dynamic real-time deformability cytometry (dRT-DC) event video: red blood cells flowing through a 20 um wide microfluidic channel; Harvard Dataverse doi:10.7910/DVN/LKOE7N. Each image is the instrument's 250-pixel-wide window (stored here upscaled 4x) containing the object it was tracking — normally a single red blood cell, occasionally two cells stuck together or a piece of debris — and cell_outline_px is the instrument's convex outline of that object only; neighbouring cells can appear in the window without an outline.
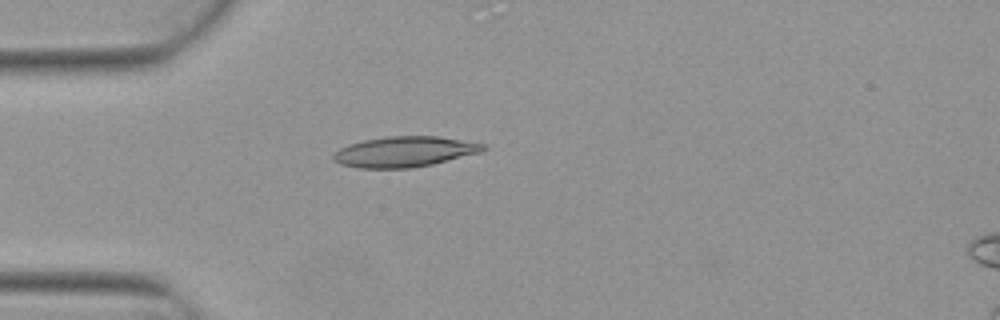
{"species": "Egyptian fruit bat (a non-hibernating species)", "species_latin": "Rousettus aegyptiacus", "temperature_condition": "warm", "stored_images_in_passage": 5, "camera_frame_rate_fps": 3000, "um_per_image_px": 0.085, "animal": {"sex": "female"}, "frame": {"image": 1, "passage_image": 5, "time_ms": 1.333, "image_size_px": [1000, 320], "cell_outline_px": [[488, 148], [480, 152], [432, 164], [412, 168], [356, 168], [340, 164], [332, 156], [340, 148], [348, 144], [364, 140], [388, 136], [440, 136], [488, 144]], "centroid_in_image_um": [34.42, 12.89], "position_along_channel_um": 50.6, "area_um2": 26.65}}